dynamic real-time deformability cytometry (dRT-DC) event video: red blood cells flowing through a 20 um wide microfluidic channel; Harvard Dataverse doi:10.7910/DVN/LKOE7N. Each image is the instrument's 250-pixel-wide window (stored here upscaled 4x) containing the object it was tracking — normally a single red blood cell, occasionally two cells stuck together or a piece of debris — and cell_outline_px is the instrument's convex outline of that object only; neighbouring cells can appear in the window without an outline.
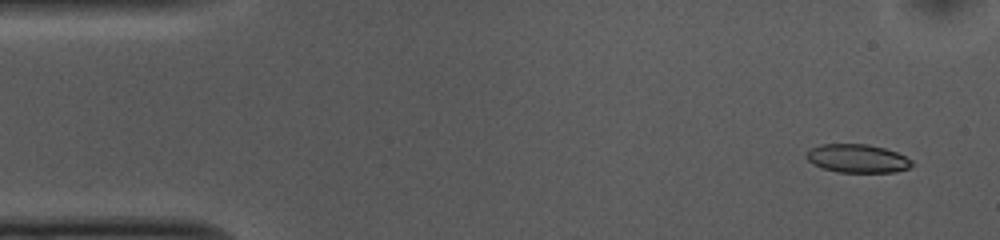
{"species": "common noctule bat (a hibernating species)", "species_latin": "Nyctalus noctula", "temperature_condition": "cold", "stored_images_in_passage": 37, "camera_frame_rate_fps": 3000, "um_per_image_px": 0.085, "animal": {"sex": "female", "body_mass_g": 10.0, "forearm_length_mm": 53.1}, "frame": {"image": 1, "passage_image": 1, "time_ms": 0.0, "image_size_px": [1000, 240], "cell_outline_px": [[912, 164], [908, 168], [896, 172], [836, 172], [820, 168], [812, 164], [804, 156], [804, 152], [820, 144], [868, 144], [884, 148], [896, 152], [912, 160]], "centroid_in_image_um": [72.81, 13.47], "position_along_channel_um": 12.2, "area_um2": 17.63}}
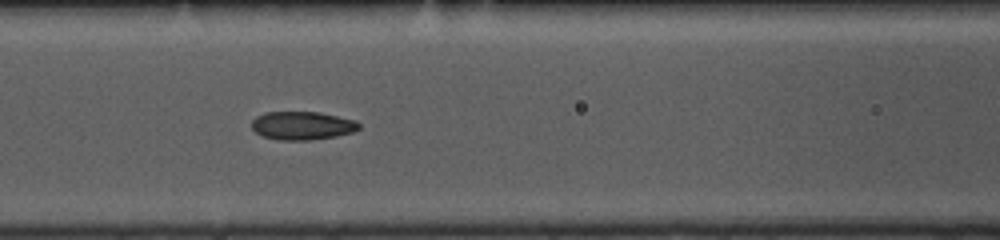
{"frame": {"image": 2, "passage_image": 19, "time_ms": 6.0, "image_size_px": [1000, 240], "cell_outline_px": [[360, 128], [352, 132], [336, 136], [308, 140], [280, 140], [264, 136], [256, 132], [252, 128], [252, 120], [256, 116], [264, 112], [320, 112], [356, 120], [360, 124]], "centroid_in_image_um": [25.7, 10.66], "position_along_channel_um": 140.9, "area_um2": 17.69}}
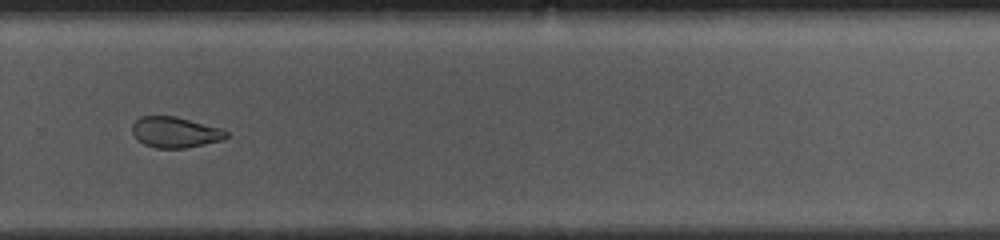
{"frame": {"image": 3, "passage_image": 33, "time_ms": 10.667, "image_size_px": [1000, 240], "cell_outline_px": [[228, 136], [224, 140], [184, 148], [156, 148], [144, 144], [136, 140], [132, 132], [132, 124], [140, 116], [176, 116], [220, 128], [228, 132]], "centroid_in_image_um": [14.86, 11.24], "position_along_channel_um": 314.9, "area_um2": 16.94}, "authors_computed_cell_mechanics": {"area_um2": 17.8602, "velocity_mm_per_s": 3.7468, "shape_relaxation_time_tau1_ms": 5.1041, "shape_relaxation_time_tau2_ms": 1.5957, "deformation_change_tau1": 0.1085, "deformation_change_tau2": 0.061}}